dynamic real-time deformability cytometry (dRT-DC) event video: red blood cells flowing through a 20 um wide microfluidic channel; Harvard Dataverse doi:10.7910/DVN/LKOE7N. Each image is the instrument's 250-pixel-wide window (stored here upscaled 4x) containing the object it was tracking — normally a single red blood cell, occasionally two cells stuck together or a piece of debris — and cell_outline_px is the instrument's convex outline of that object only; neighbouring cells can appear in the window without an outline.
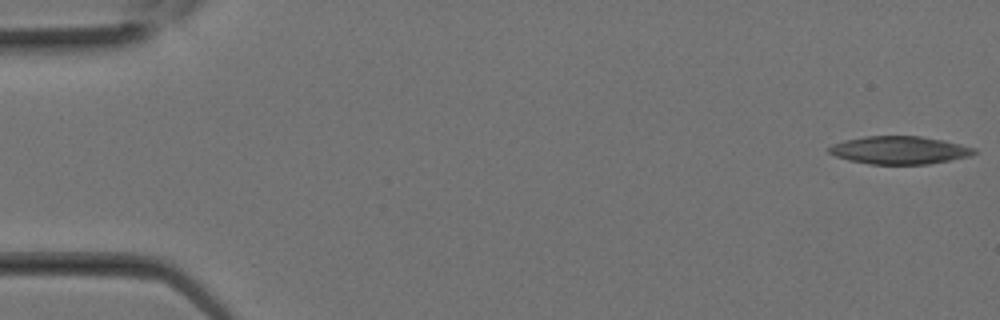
{"species": "Egyptian fruit bat (a non-hibernating species)", "species_latin": "Rousettus aegyptiacus", "temperature_condition": "room temperature", "stored_images_in_passage": 6, "camera_frame_rate_fps": 3000, "um_per_image_px": 0.085, "animal": {"sex": "female"}, "frame": {"image": 1, "passage_image": 1, "time_ms": 0.0, "image_size_px": [1000, 320], "cell_outline_px": [[976, 152], [968, 156], [928, 164], [868, 164], [848, 160], [836, 156], [828, 152], [828, 148], [832, 144], [844, 140], [864, 136], [920, 136], [944, 140], [976, 148]], "centroid_in_image_um": [76.42, 12.76], "position_along_channel_um": 8.6, "area_um2": 23.52}}